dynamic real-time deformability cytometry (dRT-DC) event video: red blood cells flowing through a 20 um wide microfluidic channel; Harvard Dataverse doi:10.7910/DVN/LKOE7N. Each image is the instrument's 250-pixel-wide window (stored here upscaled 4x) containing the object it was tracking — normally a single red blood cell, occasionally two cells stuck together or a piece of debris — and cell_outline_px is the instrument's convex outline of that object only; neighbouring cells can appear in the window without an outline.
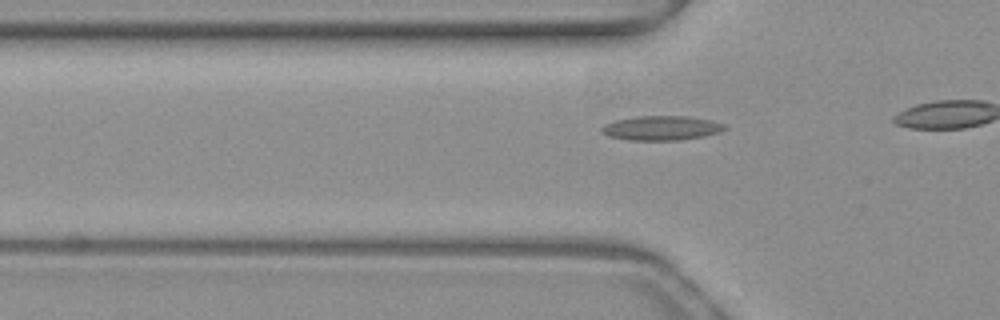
{"species": "common noctule bat (a hibernating species)", "species_latin": "Nyctalus noctula", "temperature_condition": "warm", "stored_images_in_passage": 12, "camera_frame_rate_fps": 3000, "um_per_image_px": 0.085, "animal": {"sex": "female", "body_mass_g": 19.3, "forearm_length_mm": 54.1}, "frame": {"image": 1, "passage_image": 7, "time_ms": 2.0, "image_size_px": [1000, 320], "cell_outline_px": [[728, 128], [704, 136], [676, 140], [632, 140], [608, 136], [600, 132], [600, 128], [604, 124], [616, 120], [636, 116], [684, 116], [708, 120], [724, 124]], "centroid_in_image_um": [56.15, 10.88], "position_along_channel_um": 69.6, "area_um2": 17.28}}